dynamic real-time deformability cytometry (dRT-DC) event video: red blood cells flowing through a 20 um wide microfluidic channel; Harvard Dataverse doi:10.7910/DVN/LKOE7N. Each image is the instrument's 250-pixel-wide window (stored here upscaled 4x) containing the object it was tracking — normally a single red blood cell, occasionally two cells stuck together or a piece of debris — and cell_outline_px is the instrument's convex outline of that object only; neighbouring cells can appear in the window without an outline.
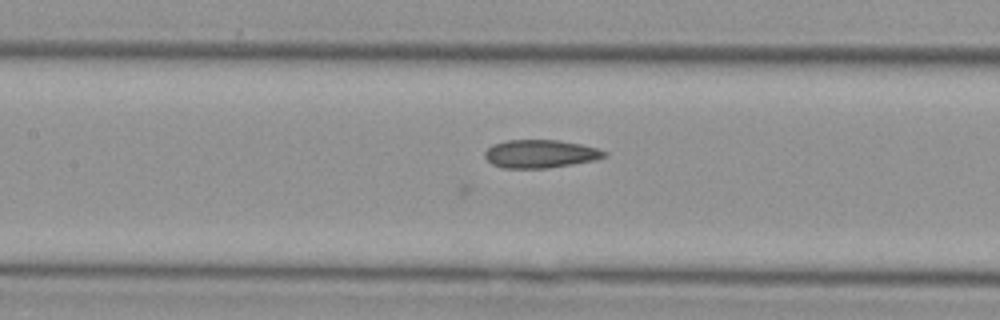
{"species": "Egyptian fruit bat (a non-hibernating species)", "species_latin": "Rousettus aegyptiacus", "temperature_condition": "cold", "stored_images_in_passage": 38, "camera_frame_rate_fps": 3000, "um_per_image_px": 0.085, "animal": {"sex": "female"}, "frame": {"image": 1, "passage_image": 12, "time_ms": 3.667, "image_size_px": [1000, 320], "cell_outline_px": [[608, 156], [596, 160], [548, 168], [500, 168], [492, 164], [484, 156], [484, 152], [492, 144], [508, 140], [560, 140], [580, 144], [596, 148], [608, 152]], "centroid_in_image_um": [45.93, 13.08], "position_along_channel_um": 161.5, "area_um2": 19.71}}
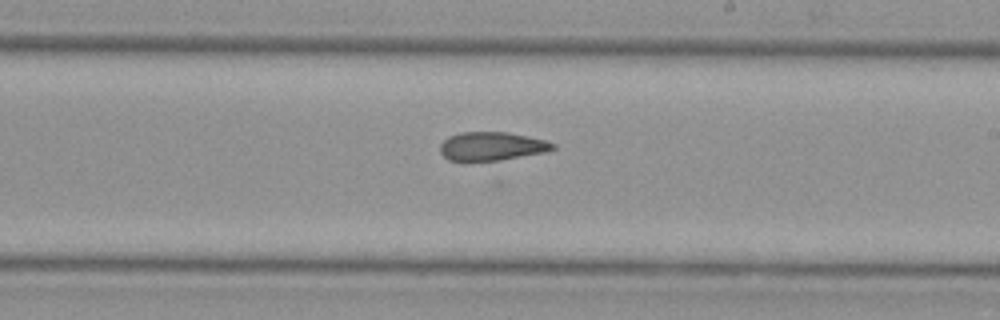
{"frame": {"image": 2, "passage_image": 18, "time_ms": 5.667, "image_size_px": [1000, 320], "cell_outline_px": [[556, 148], [548, 152], [500, 160], [448, 160], [440, 152], [440, 144], [448, 136], [460, 132], [508, 132], [548, 140], [556, 144]], "centroid_in_image_um": [41.85, 12.42], "position_along_channel_um": 247.1, "area_um2": 18.9}}
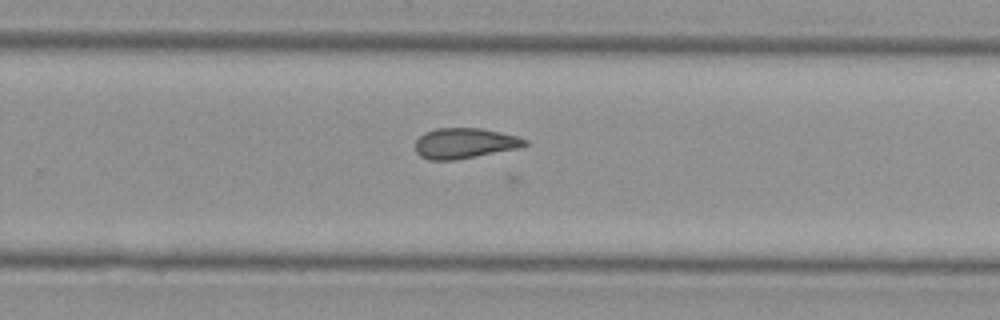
{"frame": {"image": 3, "passage_image": 21, "time_ms": 6.667, "image_size_px": [1000, 320], "cell_outline_px": [[528, 144], [516, 148], [456, 160], [428, 160], [420, 156], [416, 152], [416, 140], [424, 132], [436, 128], [480, 128], [500, 132], [516, 136], [528, 140]], "centroid_in_image_um": [39.45, 12.17], "position_along_channel_um": 290.3, "area_um2": 19.31}}